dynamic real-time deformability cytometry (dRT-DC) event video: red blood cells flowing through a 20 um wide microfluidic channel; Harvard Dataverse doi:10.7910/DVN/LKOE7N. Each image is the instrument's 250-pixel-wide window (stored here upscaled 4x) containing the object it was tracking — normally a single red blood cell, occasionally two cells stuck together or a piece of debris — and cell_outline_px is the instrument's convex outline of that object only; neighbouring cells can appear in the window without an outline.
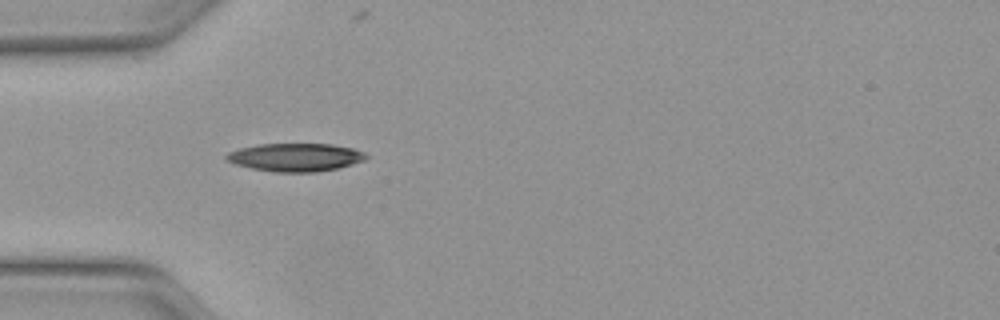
{"species": "Egyptian fruit bat (a non-hibernating species)", "species_latin": "Rousettus aegyptiacus", "temperature_condition": "warm", "stored_images_in_passage": 22, "camera_frame_rate_fps": 3000, "um_per_image_px": 0.085, "animal": {"sex": "female"}, "frame": {"image": 1, "passage_image": 1, "time_ms": 0.0, "image_size_px": [1000, 320], "cell_outline_px": [[368, 156], [364, 160], [340, 168], [316, 172], [272, 172], [252, 168], [236, 164], [224, 160], [224, 156], [228, 152], [240, 148], [260, 144], [332, 144], [352, 148], [364, 152]], "centroid_in_image_um": [25.1, 13.37], "position_along_channel_um": 59.9, "area_um2": 22.95}}
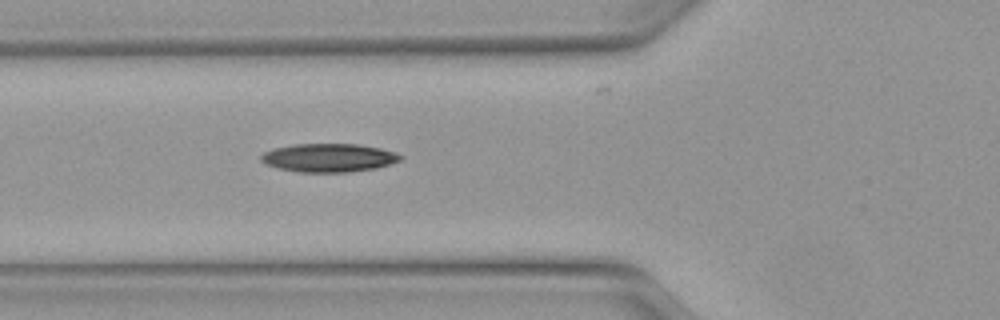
{"frame": {"image": 2, "passage_image": 4, "time_ms": 1.0, "image_size_px": [1000, 320], "cell_outline_px": [[404, 156], [400, 160], [376, 168], [348, 172], [296, 172], [276, 168], [264, 164], [260, 160], [260, 156], [264, 152], [272, 148], [296, 144], [356, 144], [380, 148], [396, 152]], "centroid_in_image_um": [27.9, 13.41], "position_along_channel_um": 97.9, "area_um2": 23.24}}
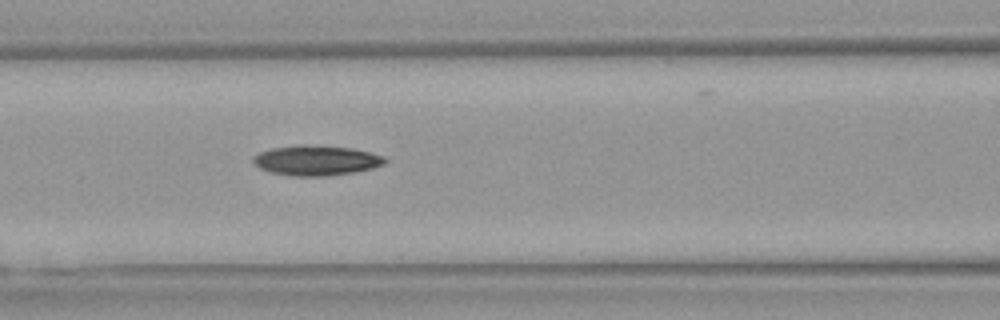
{"frame": {"image": 3, "passage_image": 7, "time_ms": 2.0, "image_size_px": [1000, 320], "cell_outline_px": [[388, 160], [384, 164], [372, 168], [352, 172], [328, 176], [288, 176], [272, 172], [260, 168], [252, 160], [252, 156], [260, 152], [272, 148], [300, 144], [304, 144], [352, 148], [384, 156]], "centroid_in_image_um": [26.87, 13.63], "position_along_channel_um": 139.7, "area_um2": 23.06}}